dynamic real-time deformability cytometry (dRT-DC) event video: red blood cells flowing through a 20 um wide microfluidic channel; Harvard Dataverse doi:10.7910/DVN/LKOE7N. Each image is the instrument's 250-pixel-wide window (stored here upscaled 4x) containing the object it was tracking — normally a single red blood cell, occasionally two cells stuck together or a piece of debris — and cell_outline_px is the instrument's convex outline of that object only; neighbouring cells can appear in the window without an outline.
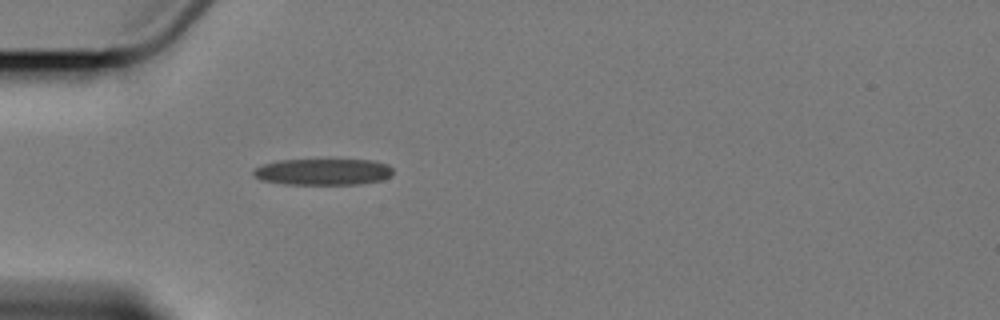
{"species": "Egyptian fruit bat (a non-hibernating species)", "species_latin": "Rousettus aegyptiacus", "temperature_condition": "cold", "stored_images_in_passage": 1, "camera_frame_rate_fps": 3000, "um_per_image_px": 0.085, "animal": {"sex": "female"}, "frame": {"image": 1, "passage_image": 1, "time_ms": 0.0, "image_size_px": [1000, 320], "cell_outline_px": [[392, 172], [388, 176], [380, 180], [360, 184], [284, 184], [260, 180], [252, 172], [256, 168], [264, 164], [280, 160], [372, 160], [388, 164], [392, 168]], "centroid_in_image_um": [27.45, 14.6], "position_along_channel_um": 57.5, "area_um2": 21.27}}